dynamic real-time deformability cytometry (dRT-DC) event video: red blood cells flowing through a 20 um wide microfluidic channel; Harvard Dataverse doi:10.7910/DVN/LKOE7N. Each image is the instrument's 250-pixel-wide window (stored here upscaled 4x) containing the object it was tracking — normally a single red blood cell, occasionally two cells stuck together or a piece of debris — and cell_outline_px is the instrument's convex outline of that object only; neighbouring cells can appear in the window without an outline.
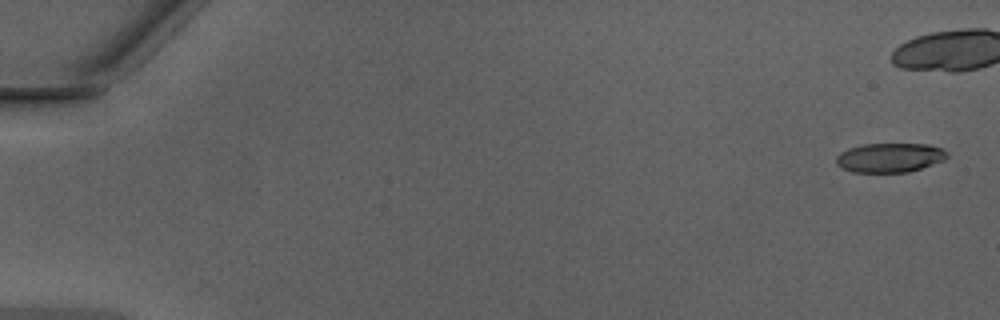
{"species": "Egyptian fruit bat (a non-hibernating species)", "species_latin": "Rousettus aegyptiacus", "temperature_condition": "warm", "stored_images_in_passage": 39, "camera_frame_rate_fps": 3000, "um_per_image_px": 0.085, "animal": {"sex": "male"}, "frame": {"image": 1, "passage_image": 1, "time_ms": 0.0, "image_size_px": [1000, 320], "cell_outline_px": [[948, 156], [944, 160], [908, 172], [852, 172], [836, 164], [836, 156], [840, 152], [848, 148], [864, 144], [928, 144], [940, 148], [948, 152]], "centroid_in_image_um": [75.62, 13.39], "position_along_channel_um": 9.4, "area_um2": 18.84}}
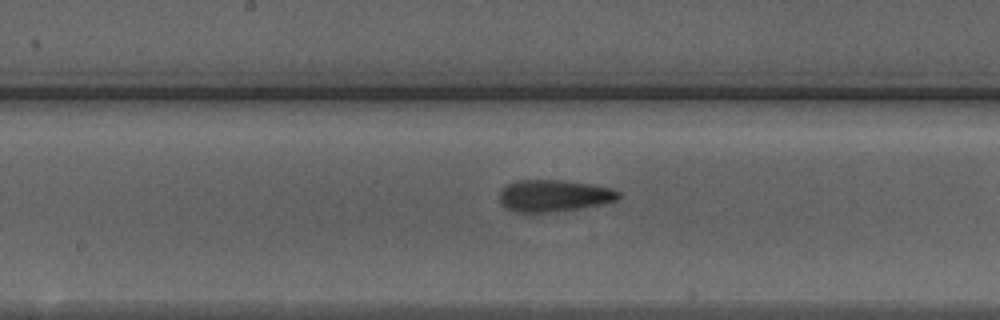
{"frame": {"image": 2, "passage_image": 26, "time_ms": 8.333, "image_size_px": [1000, 320], "cell_outline_px": [[620, 196], [616, 200], [604, 204], [580, 208], [548, 212], [516, 212], [504, 208], [500, 204], [500, 188], [504, 184], [516, 180], [560, 180], [588, 184], [612, 188], [620, 192]], "centroid_in_image_um": [47.02, 16.63], "position_along_channel_um": 201.2, "area_um2": 22.25}}
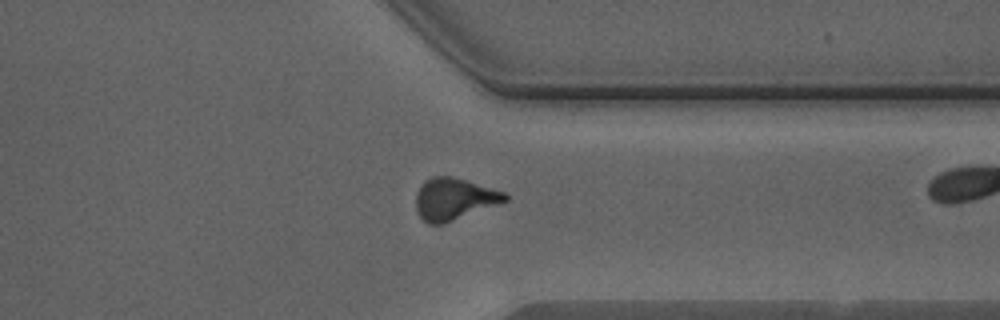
{"frame": {"image": 3, "passage_image": 38, "time_ms": 12.333, "image_size_px": [1000, 320], "cell_outline_px": [[508, 200], [444, 224], [428, 224], [420, 216], [416, 208], [416, 192], [424, 180], [432, 176], [452, 176], [492, 188], [504, 192], [508, 196]], "centroid_in_image_um": [38.56, 16.91], "position_along_channel_um": 372.8, "area_um2": 21.62}}